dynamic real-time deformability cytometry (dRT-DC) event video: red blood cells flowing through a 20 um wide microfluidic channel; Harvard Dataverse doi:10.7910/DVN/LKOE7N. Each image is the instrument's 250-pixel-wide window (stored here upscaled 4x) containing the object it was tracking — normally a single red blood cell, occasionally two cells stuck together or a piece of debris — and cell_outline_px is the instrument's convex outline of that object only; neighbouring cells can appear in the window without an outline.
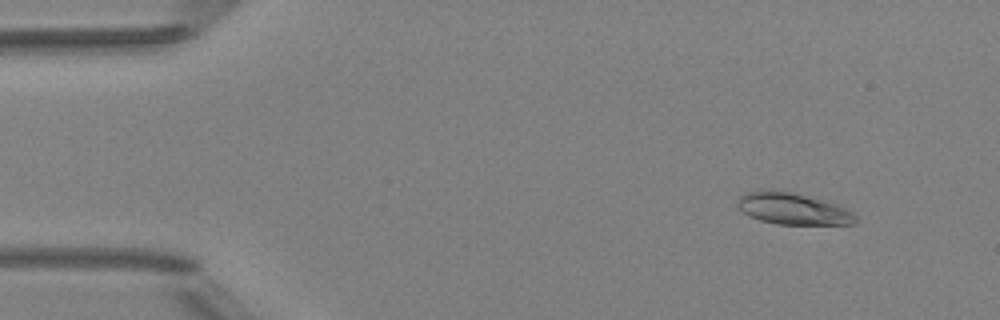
{"species": "Egyptian fruit bat (a non-hibernating species)", "species_latin": "Rousettus aegyptiacus", "temperature_condition": "room temperature", "stored_images_in_passage": 52, "camera_frame_rate_fps": 3000, "um_per_image_px": 0.085, "animal": {"sex": "female"}, "frame": {"image": 1, "passage_image": 6, "time_ms": 1.667, "image_size_px": [1000, 320], "cell_outline_px": [[856, 224], [776, 224], [760, 220], [748, 216], [736, 204], [740, 196], [744, 192], [760, 188], [784, 188], [840, 204], [848, 208], [856, 216]], "centroid_in_image_um": [67.39, 17.68], "position_along_channel_um": 17.6, "area_um2": 22.83}}
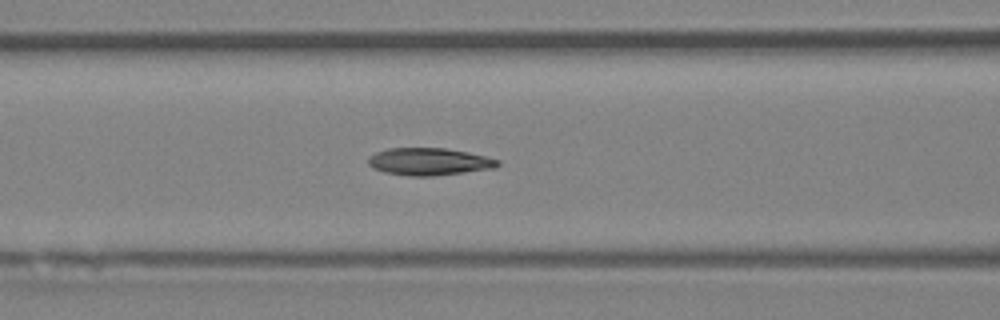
{"frame": {"image": 2, "passage_image": 22, "time_ms": 7.0, "image_size_px": [1000, 320], "cell_outline_px": [[500, 164], [496, 168], [432, 176], [408, 176], [384, 172], [372, 168], [368, 164], [368, 156], [376, 152], [388, 148], [444, 148], [468, 152], [500, 160]], "centroid_in_image_um": [36.45, 13.74], "position_along_channel_um": 130.1, "area_um2": 20.69}}
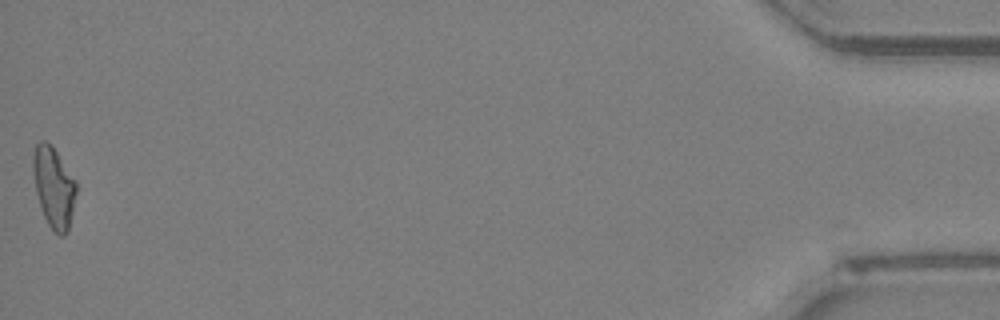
{"frame": {"image": 3, "passage_image": 52, "time_ms": 17.0, "image_size_px": [1000, 320], "cell_outline_px": [[76, 192], [68, 232], [64, 236], [60, 236], [48, 224], [44, 216], [36, 192], [32, 172], [32, 160], [36, 144], [40, 140], [44, 140], [52, 144], [76, 180]], "centroid_in_image_um": [4.56, 15.87], "position_along_channel_um": 430.6, "area_um2": 20.35}, "authors_computed_cell_mechanics": {"area_um2": 20.3167, "velocity_mm_per_s": 4.0104, "shape_relaxation_time_tau1_ms": 7.7524, "shape_relaxation_time_tau2_ms": 4.2202, "deformation_change_tau1": 0.2294, "deformation_change_tau2": 0.109}}